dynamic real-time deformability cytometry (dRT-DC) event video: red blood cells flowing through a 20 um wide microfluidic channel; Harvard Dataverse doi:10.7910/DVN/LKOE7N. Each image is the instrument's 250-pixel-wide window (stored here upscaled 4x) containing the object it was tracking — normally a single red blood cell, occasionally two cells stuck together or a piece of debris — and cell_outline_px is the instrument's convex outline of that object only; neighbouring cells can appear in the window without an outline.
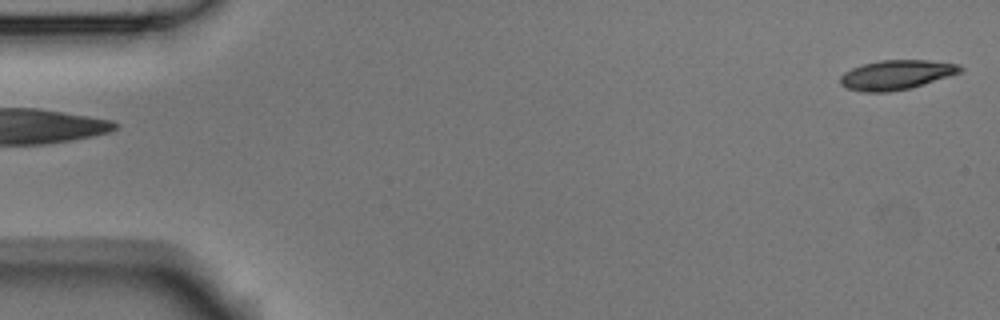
{"species": "Egyptian fruit bat (a non-hibernating species)", "species_latin": "Rousettus aegyptiacus", "temperature_condition": "room temperature", "stored_images_in_passage": 2, "segment_of_instrument_passage": [2, 2], "camera_frame_rate_fps": 3000, "um_per_image_px": 0.085, "animal": {"sex": "male"}, "frame": {"image": 1, "passage_image": 2, "time_ms": 0.333, "image_size_px": [1000, 320], "cell_outline_px": [[964, 68], [960, 72], [948, 76], [908, 88], [888, 92], [864, 92], [848, 88], [840, 84], [840, 76], [844, 72], [852, 68], [864, 64], [880, 60], [928, 60], [960, 64]], "centroid_in_image_um": [76.17, 6.35], "position_along_channel_um": 8.8, "area_um2": 20.35}}